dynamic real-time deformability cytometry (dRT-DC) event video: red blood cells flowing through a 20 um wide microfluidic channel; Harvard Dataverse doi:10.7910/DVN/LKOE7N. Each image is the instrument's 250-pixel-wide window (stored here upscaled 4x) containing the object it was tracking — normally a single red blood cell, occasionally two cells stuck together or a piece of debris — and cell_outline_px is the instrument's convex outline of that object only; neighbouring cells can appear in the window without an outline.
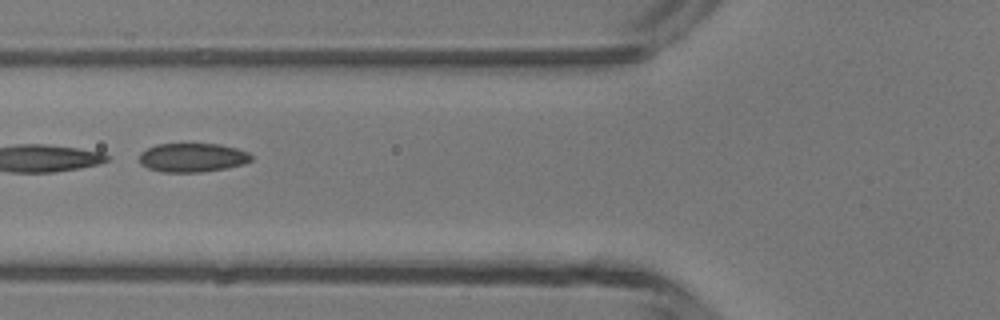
{"species": "common noctule bat (a hibernating species)", "species_latin": "Nyctalus noctula", "temperature_condition": "room temperature", "stored_images_in_passage": 6, "camera_frame_rate_fps": 3000, "um_per_image_px": 0.085, "animal": {"sex": "male", "body_mass_g": 13.3}, "frame": {"image": 1, "passage_image": 5, "time_ms": 5.0, "image_size_px": [1000, 320], "cell_outline_px": [[252, 160], [244, 164], [224, 168], [200, 172], [160, 172], [148, 168], [140, 164], [140, 152], [156, 144], [220, 144], [236, 148], [248, 152], [252, 156]], "centroid_in_image_um": [16.35, 13.39], "position_along_channel_um": 109.5, "area_um2": 18.84}}
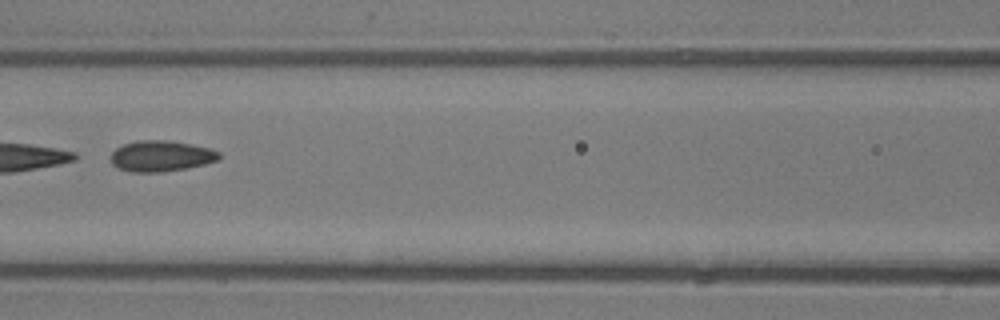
{"frame": {"image": 2, "passage_image": 6, "time_ms": 6.0, "image_size_px": [1000, 320], "cell_outline_px": [[220, 160], [204, 164], [184, 168], [160, 172], [132, 172], [120, 168], [112, 164], [112, 152], [116, 148], [124, 144], [136, 140], [168, 140], [208, 148], [220, 152]], "centroid_in_image_um": [13.69, 13.26], "position_along_channel_um": 152.9, "area_um2": 19.25}}